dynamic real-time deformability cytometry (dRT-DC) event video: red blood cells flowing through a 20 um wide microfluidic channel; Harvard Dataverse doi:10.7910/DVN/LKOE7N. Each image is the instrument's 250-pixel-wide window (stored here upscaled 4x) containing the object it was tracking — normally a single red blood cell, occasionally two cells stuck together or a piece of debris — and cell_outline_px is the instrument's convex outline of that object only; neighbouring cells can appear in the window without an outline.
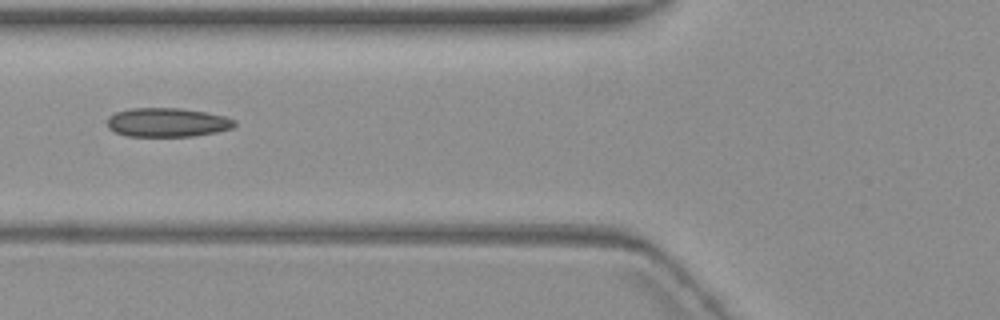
{"species": "common noctule bat (a hibernating species)", "species_latin": "Nyctalus noctula", "temperature_condition": "warm", "stored_images_in_passage": 5, "camera_frame_rate_fps": 3000, "um_per_image_px": 0.085, "animal": {"sex": "female", "body_mass_g": 19.3, "forearm_length_mm": 54.1}, "frame": {"image": 1, "passage_image": 3, "time_ms": 3.667, "image_size_px": [1000, 320], "cell_outline_px": [[236, 124], [232, 128], [216, 132], [196, 136], [128, 136], [116, 132], [108, 128], [108, 116], [116, 112], [132, 108], [180, 108], [204, 112], [224, 116], [236, 120]], "centroid_in_image_um": [14.23, 10.4], "position_along_channel_um": 111.6, "area_um2": 21.44}}
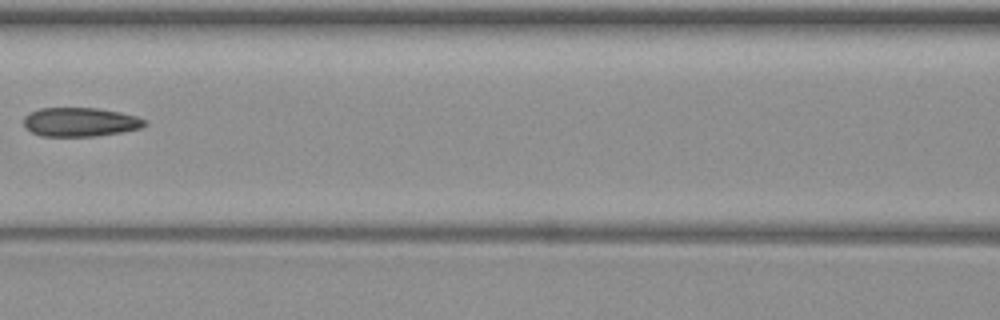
{"frame": {"image": 2, "passage_image": 4, "time_ms": 5.0, "image_size_px": [1000, 320], "cell_outline_px": [[144, 124], [140, 128], [124, 132], [96, 136], [40, 136], [32, 132], [24, 124], [24, 116], [28, 112], [40, 108], [96, 108], [120, 112], [136, 116], [144, 120]], "centroid_in_image_um": [6.78, 10.37], "position_along_channel_um": 159.8, "area_um2": 20.35}}
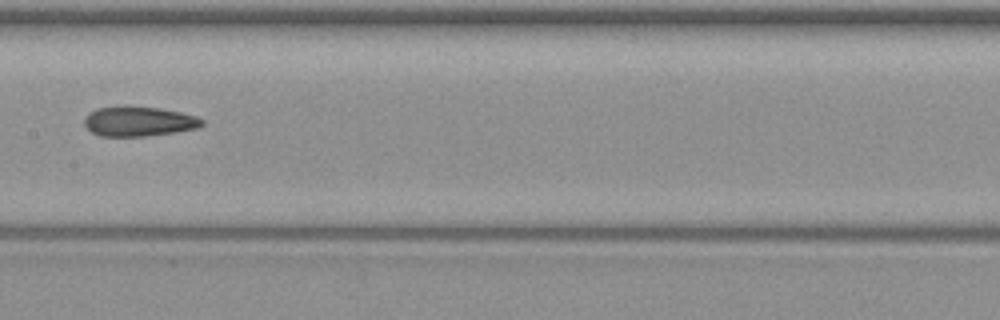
{"frame": {"image": 3, "passage_image": 5, "time_ms": 6.0, "image_size_px": [1000, 320], "cell_outline_px": [[204, 124], [196, 128], [176, 132], [144, 136], [100, 136], [92, 132], [84, 124], [84, 120], [88, 112], [96, 108], [160, 108], [180, 112], [196, 116], [204, 120]], "centroid_in_image_um": [11.81, 10.34], "position_along_channel_um": 195.6, "area_um2": 19.88}}